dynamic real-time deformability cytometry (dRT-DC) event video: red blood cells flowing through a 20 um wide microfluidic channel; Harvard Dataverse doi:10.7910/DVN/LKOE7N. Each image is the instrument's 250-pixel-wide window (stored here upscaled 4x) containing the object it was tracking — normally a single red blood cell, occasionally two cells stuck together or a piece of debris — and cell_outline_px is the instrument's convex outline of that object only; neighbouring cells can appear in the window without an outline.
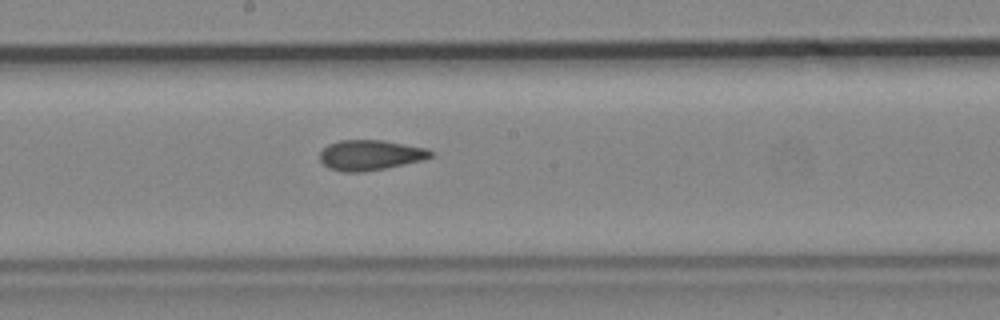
{"species": "common noctule bat (a hibernating species)", "species_latin": "Nyctalus noctula", "temperature_condition": "cold", "stored_images_in_passage": 8, "segment_of_instrument_passage": [1, 2], "camera_frame_rate_fps": 3000, "um_per_image_px": 0.085, "animal": {"sex": "male", "body_mass_g": 19.2, "forearm_length_mm": 51.8}, "frame": {"image": 1, "passage_image": 7, "time_ms": 2.0, "image_size_px": [1000, 320], "cell_outline_px": [[436, 152], [432, 156], [424, 160], [384, 168], [360, 172], [344, 172], [328, 168], [320, 160], [320, 152], [328, 144], [340, 140], [384, 140], [428, 148]], "centroid_in_image_um": [31.51, 13.17], "position_along_channel_um": 216.7, "area_um2": 19.65}}